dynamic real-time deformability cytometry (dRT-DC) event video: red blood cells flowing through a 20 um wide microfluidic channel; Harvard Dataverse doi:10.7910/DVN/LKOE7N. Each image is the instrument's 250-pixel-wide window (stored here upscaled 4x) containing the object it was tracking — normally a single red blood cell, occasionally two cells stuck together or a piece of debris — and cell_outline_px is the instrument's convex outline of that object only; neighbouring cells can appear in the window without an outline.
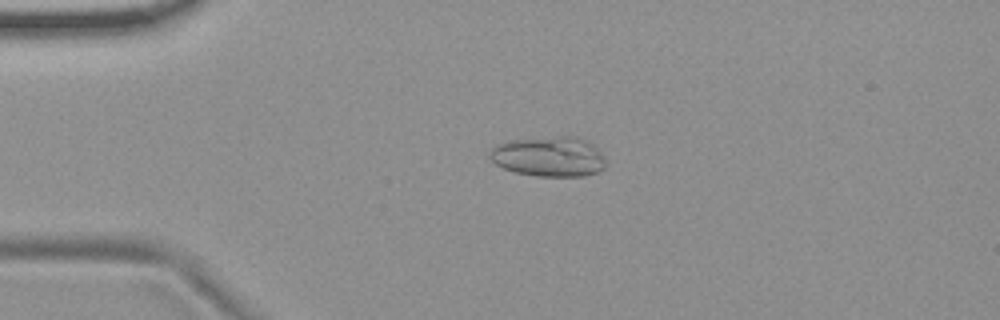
{"species": "common noctule bat (a hibernating species)", "species_latin": "Nyctalus noctula", "temperature_condition": "room temperature", "stored_images_in_passage": 48, "camera_frame_rate_fps": 3000, "um_per_image_px": 0.085, "animal": {"sex": "female", "body_mass_g": 19.9}, "frame": {"image": 1, "passage_image": 6, "time_ms": 1.667, "image_size_px": [1000, 320], "cell_outline_px": [[604, 168], [596, 172], [584, 176], [536, 176], [516, 172], [504, 168], [496, 164], [488, 156], [488, 152], [496, 144], [512, 140], [556, 136], [572, 136], [588, 140], [596, 148], [604, 160]], "centroid_in_image_um": [46.63, 13.3], "position_along_channel_um": 38.4, "area_um2": 26.93}}
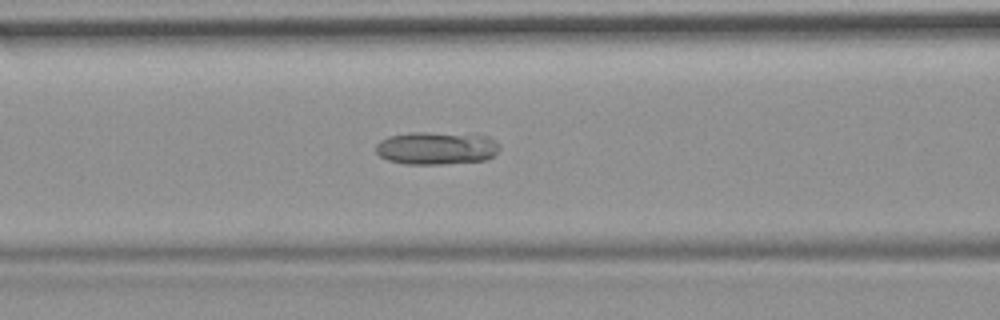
{"frame": {"image": 2, "passage_image": 16, "time_ms": 5.0, "image_size_px": [1000, 320], "cell_outline_px": [[500, 148], [492, 156], [484, 160], [444, 164], [404, 164], [388, 160], [380, 156], [376, 152], [376, 144], [380, 140], [388, 136], [408, 132], [428, 132], [488, 136], [496, 140], [500, 144]], "centroid_in_image_um": [37.07, 12.59], "position_along_channel_um": 129.5, "area_um2": 23.76}}
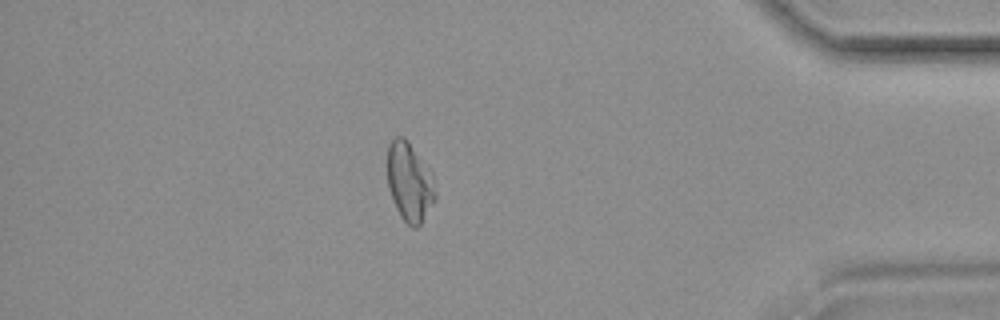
{"frame": {"image": 3, "passage_image": 41, "time_ms": 13.333, "image_size_px": [1000, 320], "cell_outline_px": [[436, 200], [420, 224], [416, 228], [412, 228], [400, 216], [396, 208], [388, 188], [388, 144], [396, 136], [404, 136], [408, 140], [432, 172], [436, 192]], "centroid_in_image_um": [34.83, 15.46], "position_along_channel_um": 400.4, "area_um2": 22.2}, "authors_computed_cell_mechanics": {"area_um2": 22.9177, "velocity_mm_per_s": 3.6956, "shape_relaxation_time_tau1_ms": 10.4341, "shape_relaxation_time_tau2_ms": null, "deformation_change_tau1": 0.1902, "deformation_change_tau2": null}}